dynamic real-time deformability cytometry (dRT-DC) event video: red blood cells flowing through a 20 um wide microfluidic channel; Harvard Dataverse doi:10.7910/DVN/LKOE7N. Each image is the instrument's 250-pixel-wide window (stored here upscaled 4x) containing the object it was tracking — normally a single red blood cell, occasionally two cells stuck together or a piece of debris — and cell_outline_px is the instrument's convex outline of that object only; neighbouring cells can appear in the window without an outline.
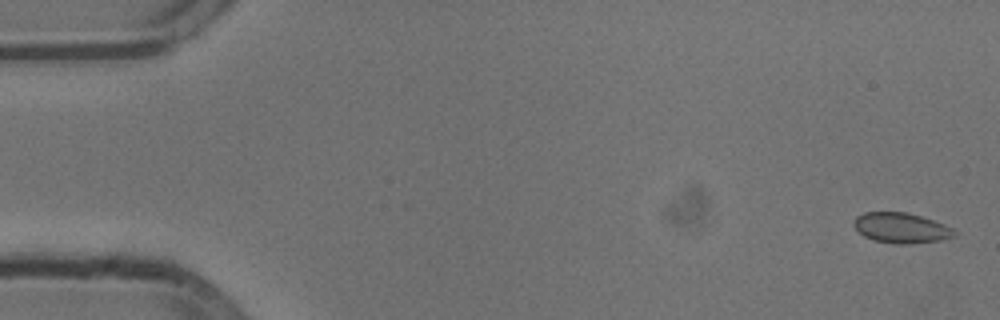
{"species": "common noctule bat (a hibernating species)", "species_latin": "Nyctalus noctula", "temperature_condition": "cold", "stored_images_in_passage": 11, "camera_frame_rate_fps": 3000, "um_per_image_px": 0.085, "animal": {"sex": "male", "body_mass_g": 13.3}, "frame": {"image": 1, "passage_image": 2, "time_ms": 0.333, "image_size_px": [1000, 320], "cell_outline_px": [[956, 236], [940, 240], [912, 244], [892, 244], [872, 240], [864, 236], [852, 224], [852, 220], [856, 216], [864, 212], [908, 212], [944, 224], [952, 228], [956, 232]], "centroid_in_image_um": [76.57, 19.38], "position_along_channel_um": 8.4, "area_um2": 17.92}}